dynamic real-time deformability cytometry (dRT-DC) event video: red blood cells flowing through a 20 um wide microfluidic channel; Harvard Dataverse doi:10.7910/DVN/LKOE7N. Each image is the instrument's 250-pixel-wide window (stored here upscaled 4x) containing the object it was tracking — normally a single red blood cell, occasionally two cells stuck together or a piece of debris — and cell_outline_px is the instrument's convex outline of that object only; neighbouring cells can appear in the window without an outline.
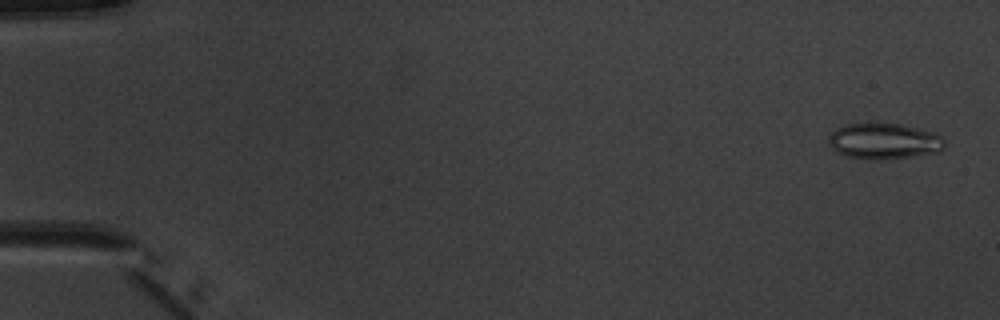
{"species": "common noctule bat (a hibernating species)", "species_latin": "Nyctalus noctula", "temperature_condition": "warm", "stored_images_in_passage": 5, "camera_frame_rate_fps": 3000, "um_per_image_px": 0.085, "animal": {"sex": "male", "body_mass_g": 20.1, "forearm_length_mm": 53.5}, "frame": {"image": 1, "passage_image": 1, "time_ms": 0.0, "image_size_px": [1000, 320], "cell_outline_px": [[944, 148], [936, 152], [912, 156], [880, 160], [876, 160], [848, 156], [836, 152], [832, 148], [828, 140], [828, 136], [836, 128], [844, 124], [872, 120], [876, 120], [900, 124], [916, 128], [940, 136], [944, 140]], "centroid_in_image_um": [75.06, 11.95], "position_along_channel_um": 9.9, "area_um2": 24.68}}
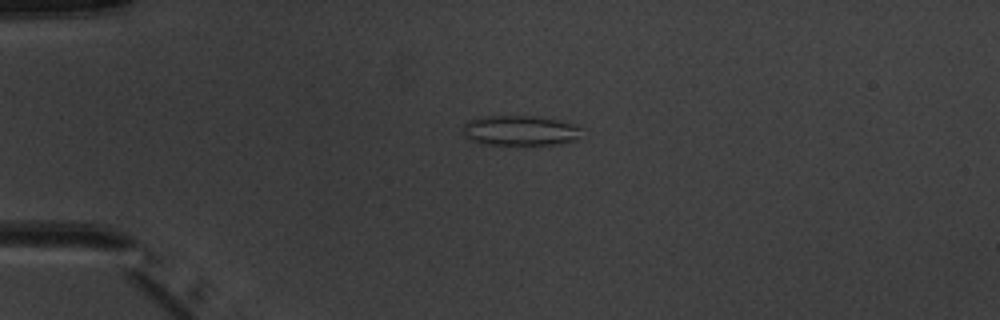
{"frame": {"image": 2, "passage_image": 4, "time_ms": 3.667, "image_size_px": [1000, 320], "cell_outline_px": [[580, 140], [556, 144], [520, 148], [480, 144], [464, 136], [460, 132], [464, 124], [468, 120], [484, 116], [536, 116], [560, 120], [572, 124], [580, 128]], "centroid_in_image_um": [44.17, 11.16], "position_along_channel_um": 40.8, "area_um2": 22.08}}